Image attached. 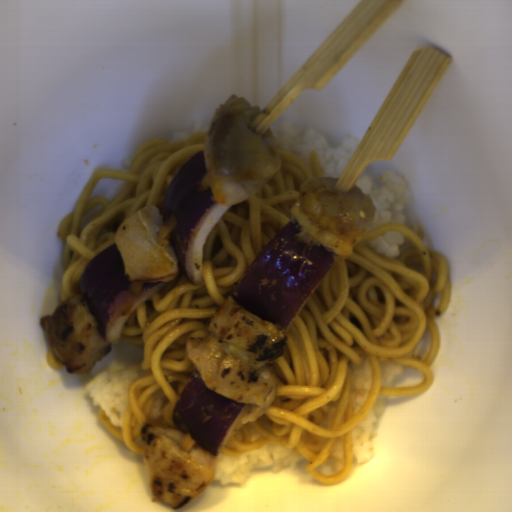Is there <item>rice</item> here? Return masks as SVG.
<instances>
[{
  "label": "rice",
  "instance_id": "obj_5",
  "mask_svg": "<svg viewBox=\"0 0 512 512\" xmlns=\"http://www.w3.org/2000/svg\"><path fill=\"white\" fill-rule=\"evenodd\" d=\"M388 396L378 397L371 408L351 428L352 463H365L373 460L377 436L378 420L381 417Z\"/></svg>",
  "mask_w": 512,
  "mask_h": 512
},
{
  "label": "rice",
  "instance_id": "obj_8",
  "mask_svg": "<svg viewBox=\"0 0 512 512\" xmlns=\"http://www.w3.org/2000/svg\"><path fill=\"white\" fill-rule=\"evenodd\" d=\"M345 457V444L339 437L334 443L332 451L326 462L319 465L320 475L331 476L341 472Z\"/></svg>",
  "mask_w": 512,
  "mask_h": 512
},
{
  "label": "rice",
  "instance_id": "obj_13",
  "mask_svg": "<svg viewBox=\"0 0 512 512\" xmlns=\"http://www.w3.org/2000/svg\"><path fill=\"white\" fill-rule=\"evenodd\" d=\"M135 155H130V156L125 157L124 159L121 160V162H120L121 171H128L129 172Z\"/></svg>",
  "mask_w": 512,
  "mask_h": 512
},
{
  "label": "rice",
  "instance_id": "obj_2",
  "mask_svg": "<svg viewBox=\"0 0 512 512\" xmlns=\"http://www.w3.org/2000/svg\"><path fill=\"white\" fill-rule=\"evenodd\" d=\"M356 186L369 195L375 207L373 223L366 233L386 224H403L423 242L424 227L408 224L406 219L405 210L414 196L404 177L386 172L379 179H373L372 176L360 178Z\"/></svg>",
  "mask_w": 512,
  "mask_h": 512
},
{
  "label": "rice",
  "instance_id": "obj_7",
  "mask_svg": "<svg viewBox=\"0 0 512 512\" xmlns=\"http://www.w3.org/2000/svg\"><path fill=\"white\" fill-rule=\"evenodd\" d=\"M407 238L398 231H387L366 242L367 248L389 259H399L405 252Z\"/></svg>",
  "mask_w": 512,
  "mask_h": 512
},
{
  "label": "rice",
  "instance_id": "obj_10",
  "mask_svg": "<svg viewBox=\"0 0 512 512\" xmlns=\"http://www.w3.org/2000/svg\"><path fill=\"white\" fill-rule=\"evenodd\" d=\"M210 125L211 124L205 123L200 119L198 122H196L194 125H192L188 128L176 130L175 132H173L171 138H172V140H180L181 141V140L186 139V138H188L192 135H195L197 133L209 131Z\"/></svg>",
  "mask_w": 512,
  "mask_h": 512
},
{
  "label": "rice",
  "instance_id": "obj_12",
  "mask_svg": "<svg viewBox=\"0 0 512 512\" xmlns=\"http://www.w3.org/2000/svg\"><path fill=\"white\" fill-rule=\"evenodd\" d=\"M168 402V396L165 393L164 390H158L154 394V404L153 409L150 413V417H152L154 420L162 418L165 411V406Z\"/></svg>",
  "mask_w": 512,
  "mask_h": 512
},
{
  "label": "rice",
  "instance_id": "obj_6",
  "mask_svg": "<svg viewBox=\"0 0 512 512\" xmlns=\"http://www.w3.org/2000/svg\"><path fill=\"white\" fill-rule=\"evenodd\" d=\"M354 410L358 414L363 408L372 385L373 375L371 363L363 359L350 369Z\"/></svg>",
  "mask_w": 512,
  "mask_h": 512
},
{
  "label": "rice",
  "instance_id": "obj_9",
  "mask_svg": "<svg viewBox=\"0 0 512 512\" xmlns=\"http://www.w3.org/2000/svg\"><path fill=\"white\" fill-rule=\"evenodd\" d=\"M405 374V367L401 364H395L390 362H383V385H392L397 376H403Z\"/></svg>",
  "mask_w": 512,
  "mask_h": 512
},
{
  "label": "rice",
  "instance_id": "obj_3",
  "mask_svg": "<svg viewBox=\"0 0 512 512\" xmlns=\"http://www.w3.org/2000/svg\"><path fill=\"white\" fill-rule=\"evenodd\" d=\"M216 458L214 480L220 484L244 483L253 470L271 467L272 472L283 469H295L302 460L308 459L293 448L278 444H266L261 447L235 454L219 453Z\"/></svg>",
  "mask_w": 512,
  "mask_h": 512
},
{
  "label": "rice",
  "instance_id": "obj_4",
  "mask_svg": "<svg viewBox=\"0 0 512 512\" xmlns=\"http://www.w3.org/2000/svg\"><path fill=\"white\" fill-rule=\"evenodd\" d=\"M143 359L133 361L127 368L118 373H98L86 388V395L92 401L95 410L101 409L115 428L124 423L131 386L142 376Z\"/></svg>",
  "mask_w": 512,
  "mask_h": 512
},
{
  "label": "rice",
  "instance_id": "obj_1",
  "mask_svg": "<svg viewBox=\"0 0 512 512\" xmlns=\"http://www.w3.org/2000/svg\"><path fill=\"white\" fill-rule=\"evenodd\" d=\"M272 133L278 141L279 150L297 156L309 165V153L315 151L323 177L339 178L361 140L349 135L339 145H329L316 129L298 127L290 121L280 123Z\"/></svg>",
  "mask_w": 512,
  "mask_h": 512
},
{
  "label": "rice",
  "instance_id": "obj_11",
  "mask_svg": "<svg viewBox=\"0 0 512 512\" xmlns=\"http://www.w3.org/2000/svg\"><path fill=\"white\" fill-rule=\"evenodd\" d=\"M431 350V341L429 338L421 337L414 348L406 353L407 358L414 360H425Z\"/></svg>",
  "mask_w": 512,
  "mask_h": 512
}]
</instances>
